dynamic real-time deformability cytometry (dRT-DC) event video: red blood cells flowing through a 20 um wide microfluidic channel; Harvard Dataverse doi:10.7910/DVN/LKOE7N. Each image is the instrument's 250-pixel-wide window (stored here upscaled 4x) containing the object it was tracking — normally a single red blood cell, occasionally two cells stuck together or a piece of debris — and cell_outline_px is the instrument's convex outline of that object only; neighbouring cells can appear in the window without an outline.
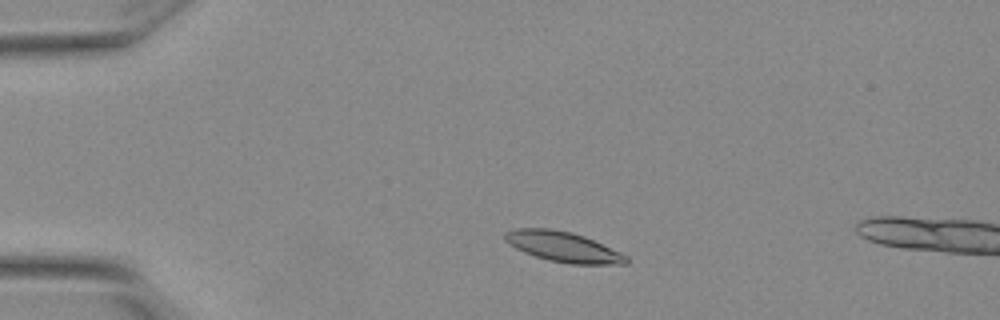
{"species": "Egyptian fruit bat (a non-hibernating species)", "species_latin": "Rousettus aegyptiacus", "temperature_condition": "warm", "stored_images_in_passage": 50, "segment_of_instrument_passage": [1, 2], "camera_frame_rate_fps": 3000, "um_per_image_px": 0.085, "animal": {"sex": "female"}, "frame": {"image": 1, "passage_image": 7, "time_ms": 2.0, "image_size_px": [1000, 320], "cell_outline_px": [[628, 264], [568, 264], [548, 260], [524, 252], [508, 244], [504, 240], [504, 232], [516, 228], [548, 228], [572, 232], [584, 236], [620, 252], [628, 256]], "centroid_in_image_um": [47.85, 20.97], "position_along_channel_um": 37.2, "area_um2": 21.39}}
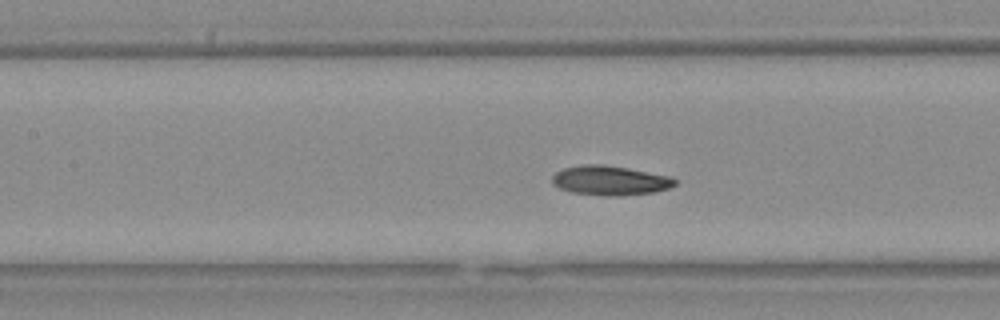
{"frame": {"image": 2, "passage_image": 20, "time_ms": 6.333, "image_size_px": [1000, 320], "cell_outline_px": [[676, 184], [668, 188], [656, 192], [620, 196], [608, 196], [572, 192], [560, 188], [552, 184], [552, 176], [556, 172], [564, 168], [584, 164], [604, 164], [628, 168], [672, 176], [676, 180]], "centroid_in_image_um": [51.88, 15.34], "position_along_channel_um": 155.5, "area_um2": 21.21}}
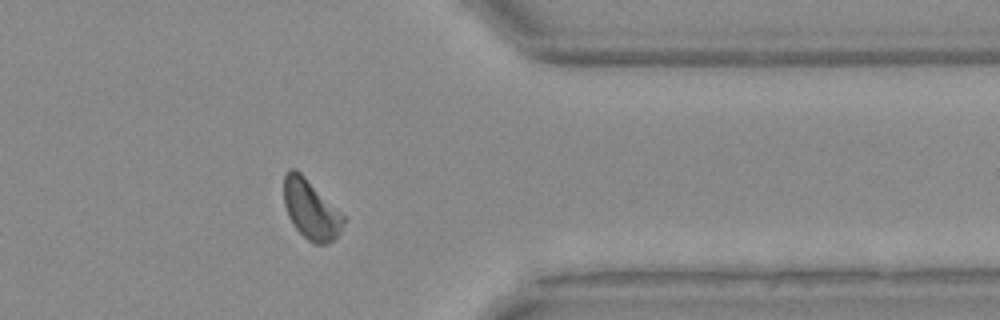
{"frame": {"image": 3, "passage_image": 39, "time_ms": 12.667, "image_size_px": [1000, 320], "cell_outline_px": [[344, 224], [336, 240], [328, 244], [316, 244], [308, 240], [292, 224], [288, 216], [284, 204], [284, 176], [288, 168], [296, 168], [344, 216]], "centroid_in_image_um": [26.41, 17.82], "position_along_channel_um": 385.0, "area_um2": 20.52}}